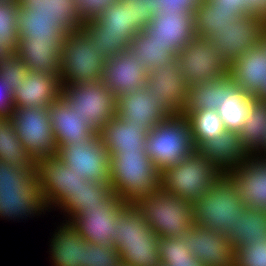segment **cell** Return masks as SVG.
Segmentation results:
<instances>
[{"label":"cell","mask_w":266,"mask_h":266,"mask_svg":"<svg viewBox=\"0 0 266 266\" xmlns=\"http://www.w3.org/2000/svg\"><path fill=\"white\" fill-rule=\"evenodd\" d=\"M84 180L58 156L39 158L35 161L32 180L3 209V218L19 221L28 219V216H39L41 212L45 215L44 211L49 212L51 208L56 210L73 195Z\"/></svg>","instance_id":"obj_1"},{"label":"cell","mask_w":266,"mask_h":266,"mask_svg":"<svg viewBox=\"0 0 266 266\" xmlns=\"http://www.w3.org/2000/svg\"><path fill=\"white\" fill-rule=\"evenodd\" d=\"M154 14L145 0H117L97 17L84 22L81 29L92 39L105 61L128 50L133 37L144 30Z\"/></svg>","instance_id":"obj_2"},{"label":"cell","mask_w":266,"mask_h":266,"mask_svg":"<svg viewBox=\"0 0 266 266\" xmlns=\"http://www.w3.org/2000/svg\"><path fill=\"white\" fill-rule=\"evenodd\" d=\"M109 178L112 191L128 205L161 189V172L144 149L110 156Z\"/></svg>","instance_id":"obj_3"},{"label":"cell","mask_w":266,"mask_h":266,"mask_svg":"<svg viewBox=\"0 0 266 266\" xmlns=\"http://www.w3.org/2000/svg\"><path fill=\"white\" fill-rule=\"evenodd\" d=\"M113 242L121 263L131 266H161L159 236L149 228L141 214L128 205L115 221Z\"/></svg>","instance_id":"obj_4"},{"label":"cell","mask_w":266,"mask_h":266,"mask_svg":"<svg viewBox=\"0 0 266 266\" xmlns=\"http://www.w3.org/2000/svg\"><path fill=\"white\" fill-rule=\"evenodd\" d=\"M233 182L222 176L193 203V225L229 236L242 218L245 208Z\"/></svg>","instance_id":"obj_5"},{"label":"cell","mask_w":266,"mask_h":266,"mask_svg":"<svg viewBox=\"0 0 266 266\" xmlns=\"http://www.w3.org/2000/svg\"><path fill=\"white\" fill-rule=\"evenodd\" d=\"M35 160L23 147L10 118H0V207L4 209L32 180Z\"/></svg>","instance_id":"obj_6"},{"label":"cell","mask_w":266,"mask_h":266,"mask_svg":"<svg viewBox=\"0 0 266 266\" xmlns=\"http://www.w3.org/2000/svg\"><path fill=\"white\" fill-rule=\"evenodd\" d=\"M132 205L159 237L183 238L193 226V203L163 189Z\"/></svg>","instance_id":"obj_7"},{"label":"cell","mask_w":266,"mask_h":266,"mask_svg":"<svg viewBox=\"0 0 266 266\" xmlns=\"http://www.w3.org/2000/svg\"><path fill=\"white\" fill-rule=\"evenodd\" d=\"M144 150L159 172L183 161L196 150L189 120L180 114L156 124L147 134Z\"/></svg>","instance_id":"obj_8"},{"label":"cell","mask_w":266,"mask_h":266,"mask_svg":"<svg viewBox=\"0 0 266 266\" xmlns=\"http://www.w3.org/2000/svg\"><path fill=\"white\" fill-rule=\"evenodd\" d=\"M61 86L100 81L105 60L92 39L82 30L67 33L61 44Z\"/></svg>","instance_id":"obj_9"},{"label":"cell","mask_w":266,"mask_h":266,"mask_svg":"<svg viewBox=\"0 0 266 266\" xmlns=\"http://www.w3.org/2000/svg\"><path fill=\"white\" fill-rule=\"evenodd\" d=\"M223 175L196 150L161 172V189L194 203Z\"/></svg>","instance_id":"obj_10"},{"label":"cell","mask_w":266,"mask_h":266,"mask_svg":"<svg viewBox=\"0 0 266 266\" xmlns=\"http://www.w3.org/2000/svg\"><path fill=\"white\" fill-rule=\"evenodd\" d=\"M61 96L97 133L116 115V97L102 80L61 86Z\"/></svg>","instance_id":"obj_11"},{"label":"cell","mask_w":266,"mask_h":266,"mask_svg":"<svg viewBox=\"0 0 266 266\" xmlns=\"http://www.w3.org/2000/svg\"><path fill=\"white\" fill-rule=\"evenodd\" d=\"M10 119L23 147L35 161L57 156L49 107H14Z\"/></svg>","instance_id":"obj_12"},{"label":"cell","mask_w":266,"mask_h":266,"mask_svg":"<svg viewBox=\"0 0 266 266\" xmlns=\"http://www.w3.org/2000/svg\"><path fill=\"white\" fill-rule=\"evenodd\" d=\"M178 62L189 86L228 75L222 51L208 38L196 36L178 52Z\"/></svg>","instance_id":"obj_13"},{"label":"cell","mask_w":266,"mask_h":266,"mask_svg":"<svg viewBox=\"0 0 266 266\" xmlns=\"http://www.w3.org/2000/svg\"><path fill=\"white\" fill-rule=\"evenodd\" d=\"M266 21L247 14L234 19L228 26L214 29L207 37L221 51L223 61L229 66L241 54L264 40Z\"/></svg>","instance_id":"obj_14"},{"label":"cell","mask_w":266,"mask_h":266,"mask_svg":"<svg viewBox=\"0 0 266 266\" xmlns=\"http://www.w3.org/2000/svg\"><path fill=\"white\" fill-rule=\"evenodd\" d=\"M57 156L84 179L110 182V156L99 133L89 141L59 145Z\"/></svg>","instance_id":"obj_15"},{"label":"cell","mask_w":266,"mask_h":266,"mask_svg":"<svg viewBox=\"0 0 266 266\" xmlns=\"http://www.w3.org/2000/svg\"><path fill=\"white\" fill-rule=\"evenodd\" d=\"M127 206L126 202L112 192L99 206L86 207V211L77 216L71 224L88 243L114 246L115 221Z\"/></svg>","instance_id":"obj_16"},{"label":"cell","mask_w":266,"mask_h":266,"mask_svg":"<svg viewBox=\"0 0 266 266\" xmlns=\"http://www.w3.org/2000/svg\"><path fill=\"white\" fill-rule=\"evenodd\" d=\"M145 87L158 98L161 107L170 115L178 116L184 110L189 92V85L183 76L178 58L165 67L150 70Z\"/></svg>","instance_id":"obj_17"},{"label":"cell","mask_w":266,"mask_h":266,"mask_svg":"<svg viewBox=\"0 0 266 266\" xmlns=\"http://www.w3.org/2000/svg\"><path fill=\"white\" fill-rule=\"evenodd\" d=\"M183 239L201 266H234L235 248L221 232L193 225Z\"/></svg>","instance_id":"obj_18"},{"label":"cell","mask_w":266,"mask_h":266,"mask_svg":"<svg viewBox=\"0 0 266 266\" xmlns=\"http://www.w3.org/2000/svg\"><path fill=\"white\" fill-rule=\"evenodd\" d=\"M153 95L145 86L126 95H119L116 97V116L132 121V124L148 134L156 124L170 117Z\"/></svg>","instance_id":"obj_19"},{"label":"cell","mask_w":266,"mask_h":266,"mask_svg":"<svg viewBox=\"0 0 266 266\" xmlns=\"http://www.w3.org/2000/svg\"><path fill=\"white\" fill-rule=\"evenodd\" d=\"M227 177L238 189L246 207L266 210V156L249 153Z\"/></svg>","instance_id":"obj_20"},{"label":"cell","mask_w":266,"mask_h":266,"mask_svg":"<svg viewBox=\"0 0 266 266\" xmlns=\"http://www.w3.org/2000/svg\"><path fill=\"white\" fill-rule=\"evenodd\" d=\"M144 31L175 56L197 36L194 31V15L188 12L155 14Z\"/></svg>","instance_id":"obj_21"},{"label":"cell","mask_w":266,"mask_h":266,"mask_svg":"<svg viewBox=\"0 0 266 266\" xmlns=\"http://www.w3.org/2000/svg\"><path fill=\"white\" fill-rule=\"evenodd\" d=\"M148 72L137 66L131 51L123 50L105 61L102 82L118 97L134 90L143 89Z\"/></svg>","instance_id":"obj_22"},{"label":"cell","mask_w":266,"mask_h":266,"mask_svg":"<svg viewBox=\"0 0 266 266\" xmlns=\"http://www.w3.org/2000/svg\"><path fill=\"white\" fill-rule=\"evenodd\" d=\"M228 75L237 87L258 98L266 85V41L263 40L228 67Z\"/></svg>","instance_id":"obj_23"},{"label":"cell","mask_w":266,"mask_h":266,"mask_svg":"<svg viewBox=\"0 0 266 266\" xmlns=\"http://www.w3.org/2000/svg\"><path fill=\"white\" fill-rule=\"evenodd\" d=\"M50 121L57 147L89 141L97 132L60 95L50 106Z\"/></svg>","instance_id":"obj_24"},{"label":"cell","mask_w":266,"mask_h":266,"mask_svg":"<svg viewBox=\"0 0 266 266\" xmlns=\"http://www.w3.org/2000/svg\"><path fill=\"white\" fill-rule=\"evenodd\" d=\"M196 151L223 176L233 172L249 155L240 142L239 134L230 130L200 144Z\"/></svg>","instance_id":"obj_25"},{"label":"cell","mask_w":266,"mask_h":266,"mask_svg":"<svg viewBox=\"0 0 266 266\" xmlns=\"http://www.w3.org/2000/svg\"><path fill=\"white\" fill-rule=\"evenodd\" d=\"M61 95L59 79L49 73L29 71L12 92L14 107H49Z\"/></svg>","instance_id":"obj_26"},{"label":"cell","mask_w":266,"mask_h":266,"mask_svg":"<svg viewBox=\"0 0 266 266\" xmlns=\"http://www.w3.org/2000/svg\"><path fill=\"white\" fill-rule=\"evenodd\" d=\"M29 18L54 19L66 33L84 25L76 0H16Z\"/></svg>","instance_id":"obj_27"},{"label":"cell","mask_w":266,"mask_h":266,"mask_svg":"<svg viewBox=\"0 0 266 266\" xmlns=\"http://www.w3.org/2000/svg\"><path fill=\"white\" fill-rule=\"evenodd\" d=\"M61 44L19 39L16 55L29 71L49 73L59 79Z\"/></svg>","instance_id":"obj_28"},{"label":"cell","mask_w":266,"mask_h":266,"mask_svg":"<svg viewBox=\"0 0 266 266\" xmlns=\"http://www.w3.org/2000/svg\"><path fill=\"white\" fill-rule=\"evenodd\" d=\"M98 133L109 156L144 149L147 137L132 121H125L116 115Z\"/></svg>","instance_id":"obj_29"},{"label":"cell","mask_w":266,"mask_h":266,"mask_svg":"<svg viewBox=\"0 0 266 266\" xmlns=\"http://www.w3.org/2000/svg\"><path fill=\"white\" fill-rule=\"evenodd\" d=\"M60 225L50 240L51 266H82L84 247L88 241L70 222L63 220Z\"/></svg>","instance_id":"obj_30"},{"label":"cell","mask_w":266,"mask_h":266,"mask_svg":"<svg viewBox=\"0 0 266 266\" xmlns=\"http://www.w3.org/2000/svg\"><path fill=\"white\" fill-rule=\"evenodd\" d=\"M237 84L229 75L221 79L192 84L189 86L187 104L182 113L201 110H217L227 95L233 92Z\"/></svg>","instance_id":"obj_31"},{"label":"cell","mask_w":266,"mask_h":266,"mask_svg":"<svg viewBox=\"0 0 266 266\" xmlns=\"http://www.w3.org/2000/svg\"><path fill=\"white\" fill-rule=\"evenodd\" d=\"M110 182H98L96 180L85 179L76 191L59 208L63 212L66 220L72 222L80 216L86 207L99 206L100 202L106 199L111 193ZM66 213V214H65Z\"/></svg>","instance_id":"obj_32"},{"label":"cell","mask_w":266,"mask_h":266,"mask_svg":"<svg viewBox=\"0 0 266 266\" xmlns=\"http://www.w3.org/2000/svg\"><path fill=\"white\" fill-rule=\"evenodd\" d=\"M129 50L136 59L137 66L149 72L165 67L176 56L156 42L144 30L139 31L131 40Z\"/></svg>","instance_id":"obj_33"},{"label":"cell","mask_w":266,"mask_h":266,"mask_svg":"<svg viewBox=\"0 0 266 266\" xmlns=\"http://www.w3.org/2000/svg\"><path fill=\"white\" fill-rule=\"evenodd\" d=\"M240 142L248 153H257L264 146L266 136V103L256 98L238 132Z\"/></svg>","instance_id":"obj_34"},{"label":"cell","mask_w":266,"mask_h":266,"mask_svg":"<svg viewBox=\"0 0 266 266\" xmlns=\"http://www.w3.org/2000/svg\"><path fill=\"white\" fill-rule=\"evenodd\" d=\"M245 15L241 9L211 8L202 0L194 11L195 34L207 38L214 29L228 26L234 19Z\"/></svg>","instance_id":"obj_35"},{"label":"cell","mask_w":266,"mask_h":266,"mask_svg":"<svg viewBox=\"0 0 266 266\" xmlns=\"http://www.w3.org/2000/svg\"><path fill=\"white\" fill-rule=\"evenodd\" d=\"M19 8L16 0H0V62L9 60L17 52Z\"/></svg>","instance_id":"obj_36"},{"label":"cell","mask_w":266,"mask_h":266,"mask_svg":"<svg viewBox=\"0 0 266 266\" xmlns=\"http://www.w3.org/2000/svg\"><path fill=\"white\" fill-rule=\"evenodd\" d=\"M228 238L234 248L266 239V210L245 207L242 218L238 219L235 229Z\"/></svg>","instance_id":"obj_37"},{"label":"cell","mask_w":266,"mask_h":266,"mask_svg":"<svg viewBox=\"0 0 266 266\" xmlns=\"http://www.w3.org/2000/svg\"><path fill=\"white\" fill-rule=\"evenodd\" d=\"M17 29L19 39L41 42H63L67 34L54 19L29 18L20 8Z\"/></svg>","instance_id":"obj_38"},{"label":"cell","mask_w":266,"mask_h":266,"mask_svg":"<svg viewBox=\"0 0 266 266\" xmlns=\"http://www.w3.org/2000/svg\"><path fill=\"white\" fill-rule=\"evenodd\" d=\"M255 99L240 87H236L232 93L225 97L223 103L218 106L217 112L226 130L237 133L241 130L250 106Z\"/></svg>","instance_id":"obj_39"},{"label":"cell","mask_w":266,"mask_h":266,"mask_svg":"<svg viewBox=\"0 0 266 266\" xmlns=\"http://www.w3.org/2000/svg\"><path fill=\"white\" fill-rule=\"evenodd\" d=\"M190 122L195 148L207 140L218 137L225 131L224 123L217 110H201L182 113Z\"/></svg>","instance_id":"obj_40"},{"label":"cell","mask_w":266,"mask_h":266,"mask_svg":"<svg viewBox=\"0 0 266 266\" xmlns=\"http://www.w3.org/2000/svg\"><path fill=\"white\" fill-rule=\"evenodd\" d=\"M121 259L115 246L87 243L82 266H118Z\"/></svg>","instance_id":"obj_41"},{"label":"cell","mask_w":266,"mask_h":266,"mask_svg":"<svg viewBox=\"0 0 266 266\" xmlns=\"http://www.w3.org/2000/svg\"><path fill=\"white\" fill-rule=\"evenodd\" d=\"M234 266H266V239L235 248Z\"/></svg>","instance_id":"obj_42"},{"label":"cell","mask_w":266,"mask_h":266,"mask_svg":"<svg viewBox=\"0 0 266 266\" xmlns=\"http://www.w3.org/2000/svg\"><path fill=\"white\" fill-rule=\"evenodd\" d=\"M202 0H145V7L155 14L188 12L194 15V11Z\"/></svg>","instance_id":"obj_43"},{"label":"cell","mask_w":266,"mask_h":266,"mask_svg":"<svg viewBox=\"0 0 266 266\" xmlns=\"http://www.w3.org/2000/svg\"><path fill=\"white\" fill-rule=\"evenodd\" d=\"M29 69L15 54L7 61L0 62V79L6 83L11 92L27 77Z\"/></svg>","instance_id":"obj_44"},{"label":"cell","mask_w":266,"mask_h":266,"mask_svg":"<svg viewBox=\"0 0 266 266\" xmlns=\"http://www.w3.org/2000/svg\"><path fill=\"white\" fill-rule=\"evenodd\" d=\"M158 246L162 264L168 258L192 256L190 250L185 246V240L183 238L160 237Z\"/></svg>","instance_id":"obj_45"},{"label":"cell","mask_w":266,"mask_h":266,"mask_svg":"<svg viewBox=\"0 0 266 266\" xmlns=\"http://www.w3.org/2000/svg\"><path fill=\"white\" fill-rule=\"evenodd\" d=\"M78 12L83 22L88 19L97 17L110 4L117 0H76Z\"/></svg>","instance_id":"obj_46"},{"label":"cell","mask_w":266,"mask_h":266,"mask_svg":"<svg viewBox=\"0 0 266 266\" xmlns=\"http://www.w3.org/2000/svg\"><path fill=\"white\" fill-rule=\"evenodd\" d=\"M13 109L12 92L9 86L0 79V118H10Z\"/></svg>","instance_id":"obj_47"},{"label":"cell","mask_w":266,"mask_h":266,"mask_svg":"<svg viewBox=\"0 0 266 266\" xmlns=\"http://www.w3.org/2000/svg\"><path fill=\"white\" fill-rule=\"evenodd\" d=\"M245 14L259 16L266 21V0H244Z\"/></svg>","instance_id":"obj_48"},{"label":"cell","mask_w":266,"mask_h":266,"mask_svg":"<svg viewBox=\"0 0 266 266\" xmlns=\"http://www.w3.org/2000/svg\"><path fill=\"white\" fill-rule=\"evenodd\" d=\"M211 8L241 9L245 13L244 0H204Z\"/></svg>","instance_id":"obj_49"},{"label":"cell","mask_w":266,"mask_h":266,"mask_svg":"<svg viewBox=\"0 0 266 266\" xmlns=\"http://www.w3.org/2000/svg\"><path fill=\"white\" fill-rule=\"evenodd\" d=\"M161 266H201L193 256L168 258Z\"/></svg>","instance_id":"obj_50"},{"label":"cell","mask_w":266,"mask_h":266,"mask_svg":"<svg viewBox=\"0 0 266 266\" xmlns=\"http://www.w3.org/2000/svg\"><path fill=\"white\" fill-rule=\"evenodd\" d=\"M256 154L266 156V136L264 137V146Z\"/></svg>","instance_id":"obj_51"},{"label":"cell","mask_w":266,"mask_h":266,"mask_svg":"<svg viewBox=\"0 0 266 266\" xmlns=\"http://www.w3.org/2000/svg\"><path fill=\"white\" fill-rule=\"evenodd\" d=\"M258 99L261 102L266 103V85H265L263 92L259 95Z\"/></svg>","instance_id":"obj_52"},{"label":"cell","mask_w":266,"mask_h":266,"mask_svg":"<svg viewBox=\"0 0 266 266\" xmlns=\"http://www.w3.org/2000/svg\"><path fill=\"white\" fill-rule=\"evenodd\" d=\"M118 266H131V265L120 263Z\"/></svg>","instance_id":"obj_53"},{"label":"cell","mask_w":266,"mask_h":266,"mask_svg":"<svg viewBox=\"0 0 266 266\" xmlns=\"http://www.w3.org/2000/svg\"><path fill=\"white\" fill-rule=\"evenodd\" d=\"M264 40L266 41V30H265Z\"/></svg>","instance_id":"obj_54"}]
</instances>
